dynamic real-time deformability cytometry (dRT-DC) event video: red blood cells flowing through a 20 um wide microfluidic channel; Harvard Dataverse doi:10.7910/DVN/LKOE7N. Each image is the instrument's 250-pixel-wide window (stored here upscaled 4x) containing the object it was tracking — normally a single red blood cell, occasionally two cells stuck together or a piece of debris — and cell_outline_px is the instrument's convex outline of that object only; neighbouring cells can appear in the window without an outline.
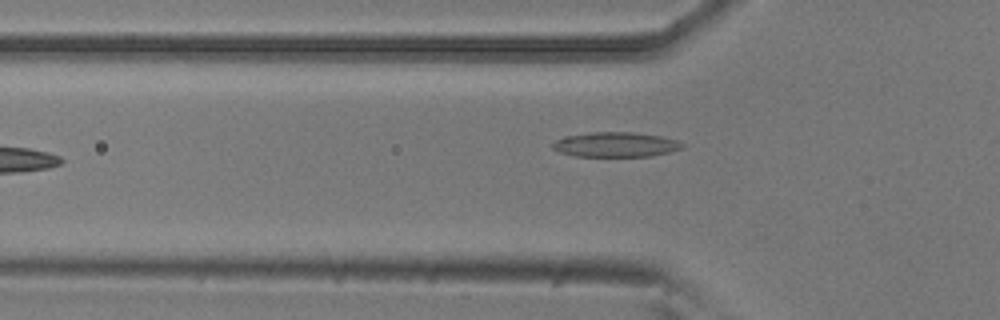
{"species": "common noctule bat (a hibernating species)", "species_latin": "Nyctalus noctula", "temperature_condition": "room temperature", "stored_images_in_passage": 35, "camera_frame_rate_fps": 3000, "um_per_image_px": 0.085, "animal": {"sex": "male", "body_mass_g": 20.5, "forearm_length_mm": 52.5}, "frame": {"image": 1, "passage_image": 3, "time_ms": 0.667, "image_size_px": [1000, 320], "cell_outline_px": [[684, 148], [668, 152], [648, 156], [576, 156], [560, 152], [552, 148], [548, 144], [564, 136], [588, 132], [632, 132], [660, 136], [676, 140], [684, 144]], "centroid_in_image_um": [52.27, 12.28], "position_along_channel_um": 73.5, "area_um2": 18.79}}
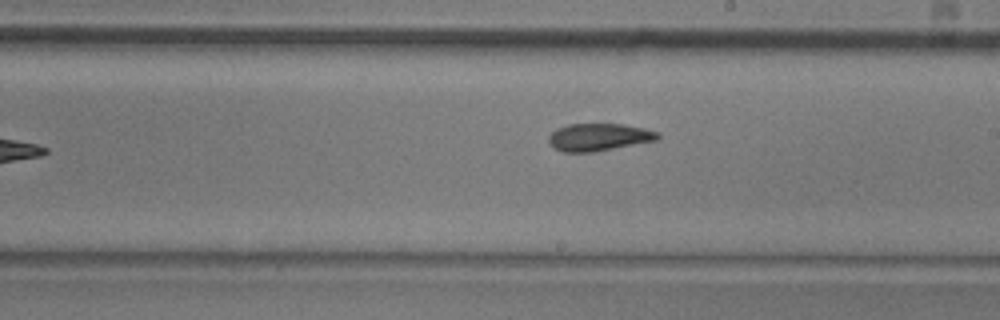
{"frame": {"image": 2, "passage_image": 16, "time_ms": 5.0, "image_size_px": [1000, 320], "cell_outline_px": [[660, 136], [656, 140], [592, 152], [564, 152], [556, 148], [548, 140], [548, 136], [556, 128], [568, 124], [624, 124], [644, 128], [660, 132]], "centroid_in_image_um": [50.9, 11.64], "position_along_channel_um": 238.1, "area_um2": 17.28}}
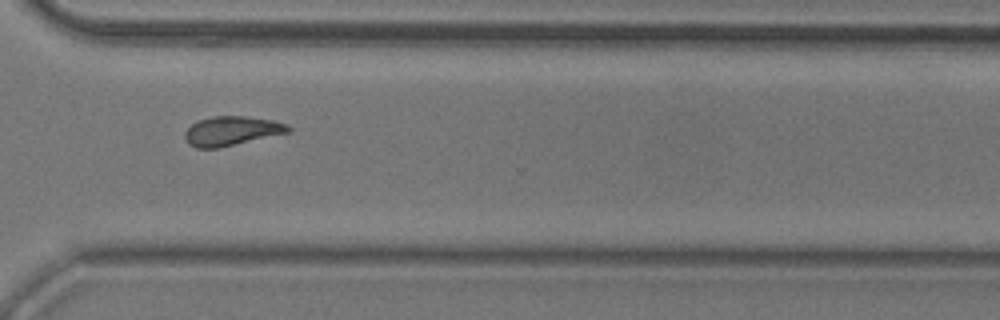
{"frame": {"image": 3, "passage_image": 25, "time_ms": 8.0, "image_size_px": [1000, 320], "cell_outline_px": [[292, 132], [220, 148], [196, 148], [188, 144], [184, 136], [184, 132], [196, 120], [216, 116], [248, 116], [272, 120], [288, 124], [292, 128]], "centroid_in_image_um": [19.72, 11.13], "position_along_channel_um": 350.9, "area_um2": 17.98}}